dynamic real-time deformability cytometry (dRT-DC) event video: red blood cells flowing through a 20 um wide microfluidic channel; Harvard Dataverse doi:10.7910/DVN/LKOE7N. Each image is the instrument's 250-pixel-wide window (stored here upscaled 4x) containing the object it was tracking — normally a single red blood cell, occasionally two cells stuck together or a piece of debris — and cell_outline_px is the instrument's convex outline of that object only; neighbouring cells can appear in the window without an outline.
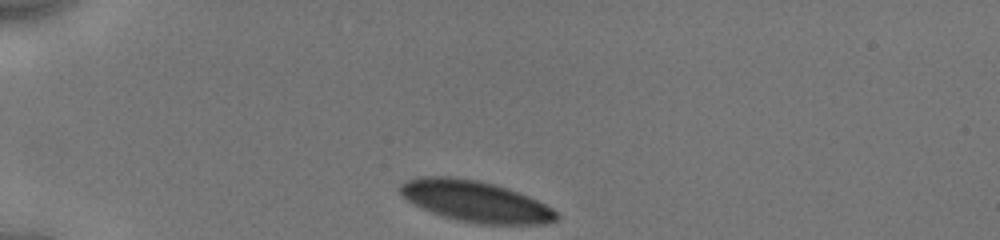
{"species": "human", "species_latin": "Homo sapiens", "temperature_condition": "cold", "stored_images_in_passage": 33, "camera_frame_rate_fps": 3000, "um_per_image_px": 0.085, "donor": {"sex": "male"}, "frame": {"image": 1, "passage_image": 1, "time_ms": 0.0, "image_size_px": [1000, 240], "cell_outline_px": [[560, 216], [556, 220], [544, 224], [476, 224], [444, 216], [432, 212], [408, 200], [400, 192], [400, 184], [416, 176], [452, 176], [476, 180], [492, 184], [528, 196], [552, 208]], "centroid_in_image_um": [40.41, 17.11], "position_along_channel_um": 44.6, "area_um2": 36.88}}
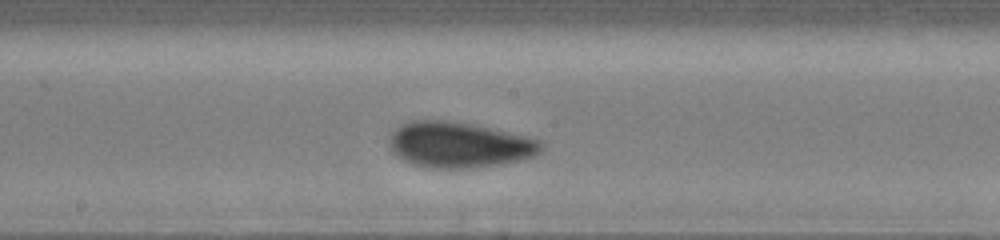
{"frame": {"image": 2, "passage_image": 17, "time_ms": 5.333, "image_size_px": [1000, 240], "cell_outline_px": [[544, 148], [540, 152], [532, 156], [520, 160], [504, 164], [472, 168], [432, 168], [412, 164], [404, 160], [392, 152], [388, 140], [388, 136], [400, 124], [412, 120], [444, 120], [472, 124], [528, 136], [540, 140], [544, 144]], "centroid_in_image_um": [39.03, 12.31], "position_along_channel_um": 209.2, "area_um2": 40.75}}
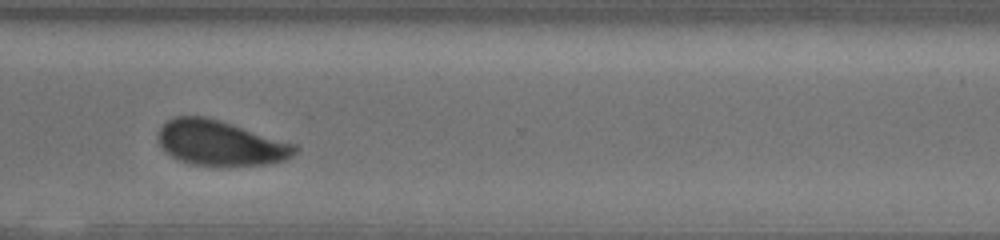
{"frame": {"image": 3, "passage_image": 32, "time_ms": 9.0, "image_size_px": [1000, 240], "cell_outline_px": [[300, 148], [292, 156], [284, 160], [272, 164], [192, 164], [176, 160], [164, 152], [156, 136], [160, 128], [168, 120], [176, 116], [204, 116], [220, 120], [296, 144]], "centroid_in_image_um": [18.71, 12.14], "position_along_channel_um": 351.9, "area_um2": 35.72}}